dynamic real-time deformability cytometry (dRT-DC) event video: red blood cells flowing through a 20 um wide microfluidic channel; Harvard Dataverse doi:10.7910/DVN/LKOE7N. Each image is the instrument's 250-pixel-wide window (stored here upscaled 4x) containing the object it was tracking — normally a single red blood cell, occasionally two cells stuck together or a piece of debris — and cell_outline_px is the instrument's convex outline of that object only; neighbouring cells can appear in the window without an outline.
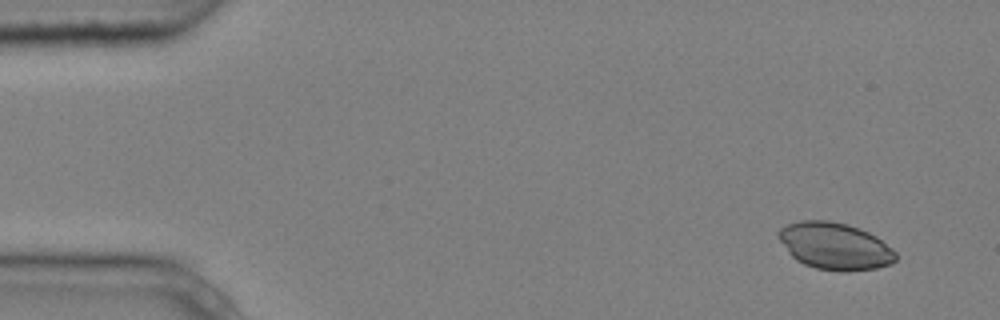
{"species": "common noctule bat (a hibernating species)", "species_latin": "Nyctalus noctula", "temperature_condition": "cold", "stored_images_in_passage": 12, "camera_frame_rate_fps": 3000, "um_per_image_px": 0.085, "animal": {"sex": "male", "body_mass_g": 20.4}, "frame": {"image": 1, "passage_image": 1, "time_ms": 0.0, "image_size_px": [1000, 320], "cell_outline_px": [[896, 260], [892, 264], [876, 268], [848, 272], [840, 272], [816, 268], [804, 264], [796, 260], [788, 252], [776, 236], [776, 232], [780, 228], [788, 224], [800, 220], [828, 220], [848, 224], [868, 232], [876, 236], [892, 248], [896, 252]], "centroid_in_image_um": [70.95, 20.92], "position_along_channel_um": 14.0, "area_um2": 32.43}}